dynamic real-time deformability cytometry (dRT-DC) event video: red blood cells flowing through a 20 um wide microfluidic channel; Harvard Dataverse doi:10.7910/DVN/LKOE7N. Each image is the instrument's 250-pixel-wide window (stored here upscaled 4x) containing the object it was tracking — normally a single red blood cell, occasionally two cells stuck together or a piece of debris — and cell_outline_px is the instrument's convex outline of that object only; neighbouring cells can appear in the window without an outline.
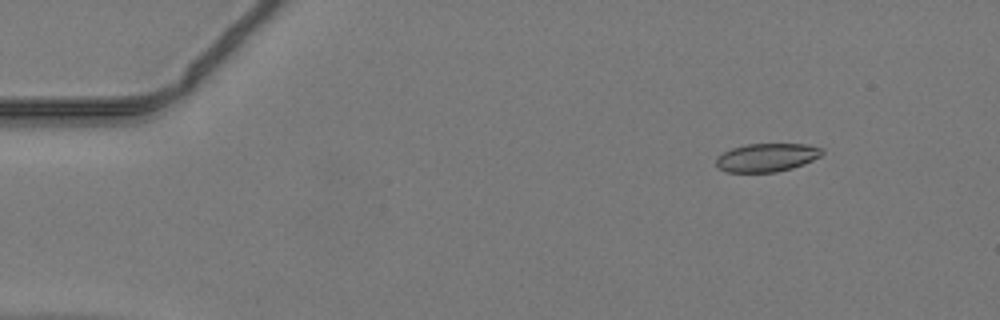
{"species": "common noctule bat (a hibernating species)", "species_latin": "Nyctalus noctula", "temperature_condition": "warm", "stored_images_in_passage": 43, "camera_frame_rate_fps": 3000, "um_per_image_px": 0.085, "animal": {"sex": "male", "body_mass_g": 19.2, "forearm_length_mm": 51.8}, "frame": {"image": 1, "passage_image": 1, "time_ms": 0.0, "image_size_px": [1000, 320], "cell_outline_px": [[824, 152], [820, 156], [804, 164], [792, 168], [776, 172], [728, 172], [720, 168], [716, 164], [716, 156], [732, 148], [748, 144], [808, 144], [824, 148]], "centroid_in_image_um": [65.2, 13.38], "position_along_channel_um": 19.8, "area_um2": 17.51}}
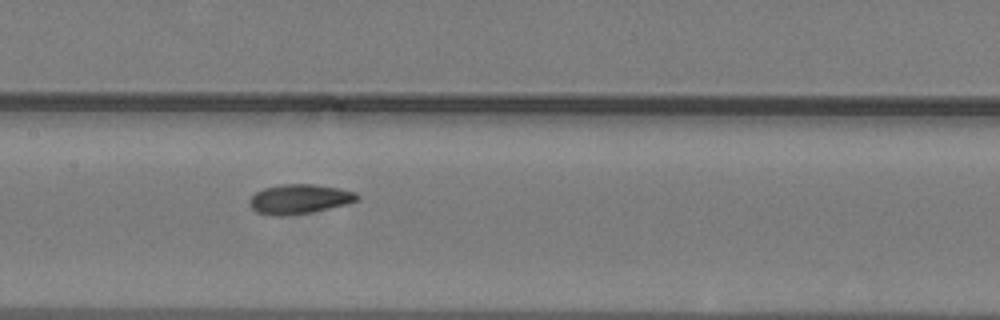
{"frame": {"image": 2, "passage_image": 19, "time_ms": 6.0, "image_size_px": [1000, 320], "cell_outline_px": [[360, 200], [348, 204], [312, 212], [280, 216], [272, 216], [256, 212], [252, 208], [248, 200], [256, 192], [264, 188], [280, 184], [316, 184], [340, 188], [356, 192], [360, 196]], "centroid_in_image_um": [25.48, 16.91], "position_along_channel_um": 181.9, "area_um2": 18.79}}
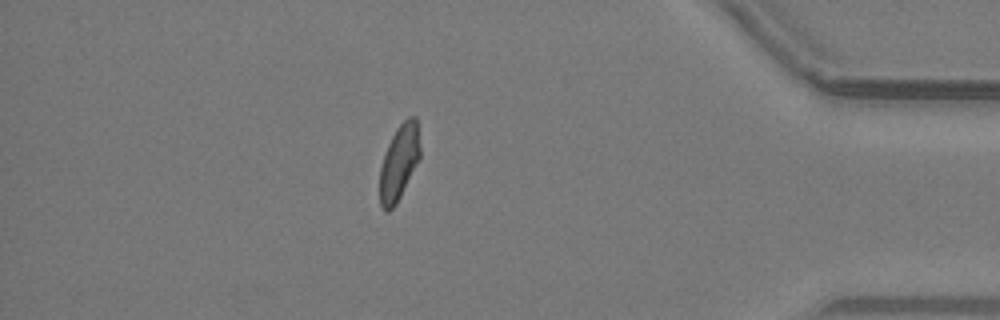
{"frame": {"image": 3, "passage_image": 37, "time_ms": 12.0, "image_size_px": [1000, 320], "cell_outline_px": [[420, 156], [396, 204], [388, 212], [384, 212], [380, 204], [380, 168], [388, 144], [396, 128], [408, 116], [416, 116], [420, 148]], "centroid_in_image_um": [33.91, 13.79], "position_along_channel_um": 401.3, "area_um2": 17.4}}